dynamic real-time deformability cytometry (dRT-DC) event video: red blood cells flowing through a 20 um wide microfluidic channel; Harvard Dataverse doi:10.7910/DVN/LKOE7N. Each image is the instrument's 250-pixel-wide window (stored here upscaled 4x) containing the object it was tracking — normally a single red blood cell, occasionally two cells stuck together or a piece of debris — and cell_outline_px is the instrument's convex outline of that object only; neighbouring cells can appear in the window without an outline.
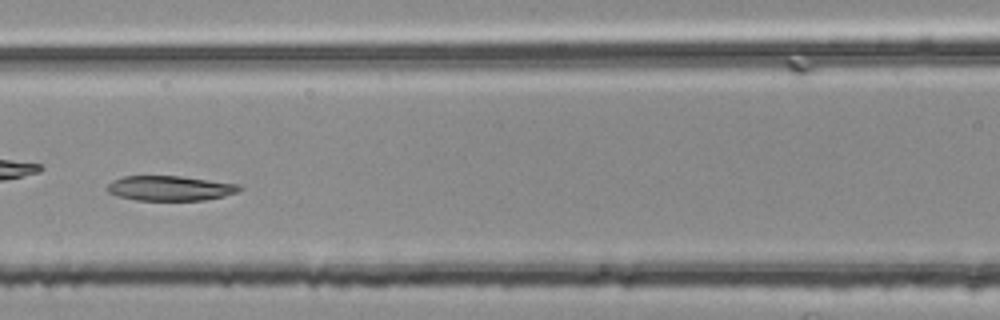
{"species": "common noctule bat (a hibernating species)", "species_latin": "Nyctalus noctula", "temperature_condition": "room temperature", "stored_images_in_passage": 55, "segment_of_instrument_passage": [2, 2], "camera_frame_rate_fps": 3000, "um_per_image_px": 0.085, "animal": {"sex": "female", "body_mass_g": 25.1}, "frame": {"image": 1, "passage_image": 26, "time_ms": 8.333, "image_size_px": [1000, 320], "cell_outline_px": [[244, 188], [236, 192], [224, 196], [204, 200], [136, 200], [116, 196], [108, 192], [104, 188], [112, 180], [124, 176], [180, 176], [240, 184]], "centroid_in_image_um": [14.43, 16.0], "position_along_channel_um": 152.2, "area_um2": 19.31}}
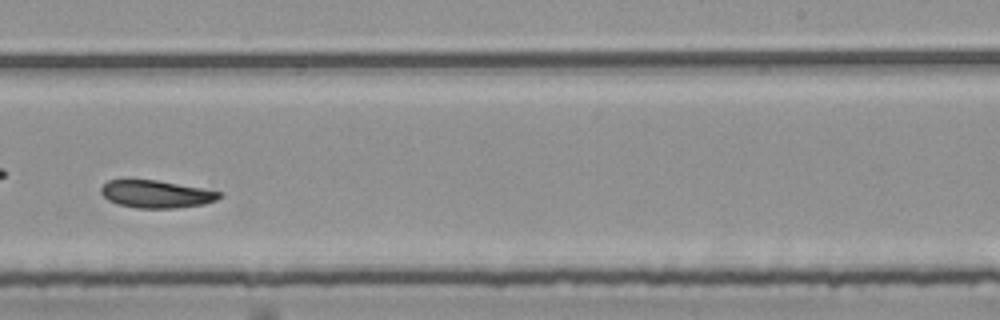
{"frame": {"image": 2, "passage_image": 36, "time_ms": 11.667, "image_size_px": [1000, 320], "cell_outline_px": [[224, 196], [216, 200], [204, 204], [172, 208], [136, 208], [116, 204], [108, 200], [100, 192], [100, 188], [108, 180], [156, 180], [200, 188], [220, 192]], "centroid_in_image_um": [13.25, 16.5], "position_along_channel_um": 275.7, "area_um2": 18.84}}
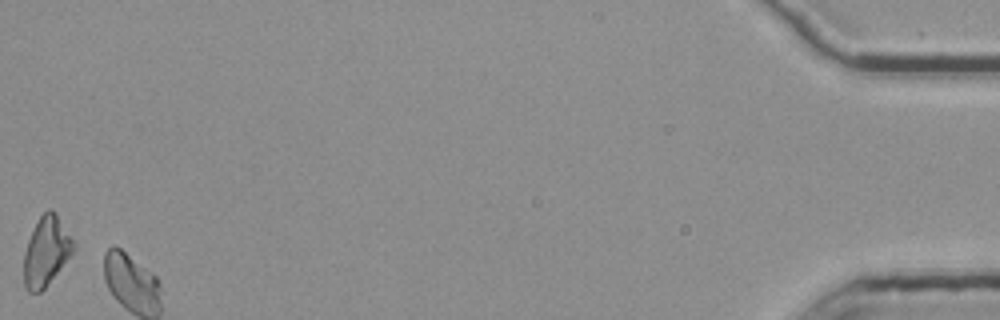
{"frame": {"image": 3, "passage_image": 55, "time_ms": 18.0, "image_size_px": [1000, 320], "cell_outline_px": [[72, 252], [44, 288], [40, 292], [28, 292], [24, 288], [24, 252], [28, 240], [40, 216], [48, 208], [56, 212], [72, 240]], "centroid_in_image_um": [3.88, 21.36], "position_along_channel_um": 431.3, "area_um2": 19.31}}